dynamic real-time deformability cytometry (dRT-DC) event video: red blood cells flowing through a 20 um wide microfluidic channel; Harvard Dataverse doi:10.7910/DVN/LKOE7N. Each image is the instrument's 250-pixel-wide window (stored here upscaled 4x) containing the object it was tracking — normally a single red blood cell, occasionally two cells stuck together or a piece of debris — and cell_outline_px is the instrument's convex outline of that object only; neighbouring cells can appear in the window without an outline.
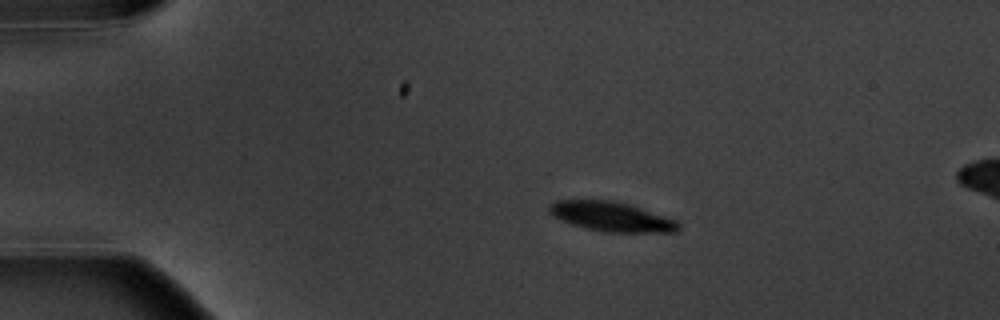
{"species": "common noctule bat (a hibernating species)", "species_latin": "Nyctalus noctula", "temperature_condition": "warm", "stored_images_in_passage": 5, "camera_frame_rate_fps": 3000, "um_per_image_px": 0.085, "animal": {"sex": "male", "body_mass_g": 20.1, "forearm_length_mm": 53.5}, "frame": {"image": 1, "passage_image": 3, "time_ms": 2.333, "image_size_px": [1000, 320], "cell_outline_px": [[680, 228], [676, 232], [604, 232], [584, 228], [560, 220], [552, 216], [548, 212], [548, 204], [556, 200], [612, 200], [628, 204], [676, 220], [680, 224]], "centroid_in_image_um": [51.92, 18.41], "position_along_channel_um": 33.1, "area_um2": 22.31}}